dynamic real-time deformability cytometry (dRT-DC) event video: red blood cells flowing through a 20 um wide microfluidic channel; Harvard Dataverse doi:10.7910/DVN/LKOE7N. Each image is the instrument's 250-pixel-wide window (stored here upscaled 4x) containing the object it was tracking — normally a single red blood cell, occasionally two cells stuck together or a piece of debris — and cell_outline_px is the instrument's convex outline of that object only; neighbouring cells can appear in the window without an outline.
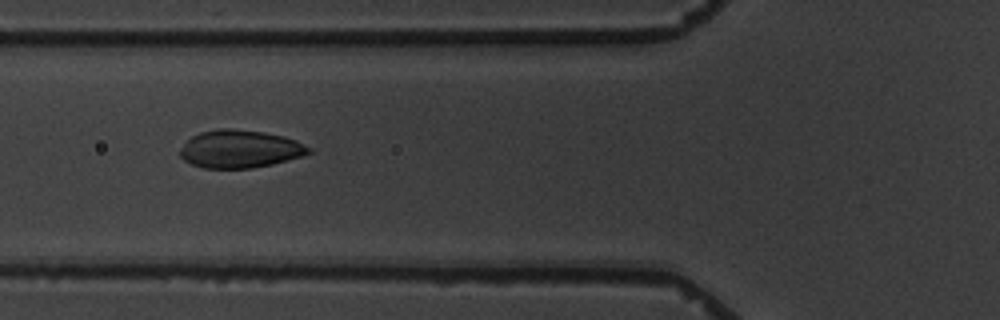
{"species": "common noctule bat (a hibernating species)", "species_latin": "Nyctalus noctula", "temperature_condition": "warm", "stored_images_in_passage": 6, "camera_frame_rate_fps": 3000, "um_per_image_px": 0.085, "animal": {"sex": "male", "body_mass_g": 19.5, "forearm_length_mm": 54.6}, "frame": {"image": 1, "passage_image": 6, "time_ms": 6.333, "image_size_px": [1000, 320], "cell_outline_px": [[312, 152], [304, 156], [272, 164], [252, 168], [204, 168], [192, 164], [184, 160], [180, 156], [180, 148], [192, 136], [200, 132], [220, 128], [232, 128], [264, 132], [284, 136], [296, 140], [312, 148]], "centroid_in_image_um": [20.42, 12.66], "position_along_channel_um": 105.4, "area_um2": 28.5}}